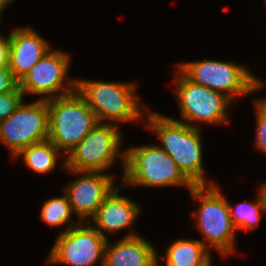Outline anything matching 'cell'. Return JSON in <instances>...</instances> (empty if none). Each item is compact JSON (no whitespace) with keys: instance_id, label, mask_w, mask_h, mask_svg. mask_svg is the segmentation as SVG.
<instances>
[{"instance_id":"14","label":"cell","mask_w":266,"mask_h":266,"mask_svg":"<svg viewBox=\"0 0 266 266\" xmlns=\"http://www.w3.org/2000/svg\"><path fill=\"white\" fill-rule=\"evenodd\" d=\"M107 241L104 266H159L155 248L136 233H128L110 246Z\"/></svg>"},{"instance_id":"17","label":"cell","mask_w":266,"mask_h":266,"mask_svg":"<svg viewBox=\"0 0 266 266\" xmlns=\"http://www.w3.org/2000/svg\"><path fill=\"white\" fill-rule=\"evenodd\" d=\"M59 150L49 141L45 140L21 150L15 157L23 155L27 167L35 172L45 174L51 172L57 164V159L61 155Z\"/></svg>"},{"instance_id":"21","label":"cell","mask_w":266,"mask_h":266,"mask_svg":"<svg viewBox=\"0 0 266 266\" xmlns=\"http://www.w3.org/2000/svg\"><path fill=\"white\" fill-rule=\"evenodd\" d=\"M19 86L11 92L0 94V121L7 119L23 101Z\"/></svg>"},{"instance_id":"19","label":"cell","mask_w":266,"mask_h":266,"mask_svg":"<svg viewBox=\"0 0 266 266\" xmlns=\"http://www.w3.org/2000/svg\"><path fill=\"white\" fill-rule=\"evenodd\" d=\"M73 213L69 198L66 193L62 197H54L45 201L41 210V219L50 226H61L70 222Z\"/></svg>"},{"instance_id":"8","label":"cell","mask_w":266,"mask_h":266,"mask_svg":"<svg viewBox=\"0 0 266 266\" xmlns=\"http://www.w3.org/2000/svg\"><path fill=\"white\" fill-rule=\"evenodd\" d=\"M90 222L88 220L87 224L83 221L76 225L69 224L70 226L58 235L48 262L72 266H93L100 261L101 266H104V254L108 240Z\"/></svg>"},{"instance_id":"12","label":"cell","mask_w":266,"mask_h":266,"mask_svg":"<svg viewBox=\"0 0 266 266\" xmlns=\"http://www.w3.org/2000/svg\"><path fill=\"white\" fill-rule=\"evenodd\" d=\"M68 172L82 175L64 189L73 212L75 211L81 220L87 217L92 219L106 196L115 187L114 177L102 172L76 170Z\"/></svg>"},{"instance_id":"10","label":"cell","mask_w":266,"mask_h":266,"mask_svg":"<svg viewBox=\"0 0 266 266\" xmlns=\"http://www.w3.org/2000/svg\"><path fill=\"white\" fill-rule=\"evenodd\" d=\"M178 72L175 93L181 118L184 120L180 122L227 123L226 110L231 100L224 94L191 82L179 70Z\"/></svg>"},{"instance_id":"23","label":"cell","mask_w":266,"mask_h":266,"mask_svg":"<svg viewBox=\"0 0 266 266\" xmlns=\"http://www.w3.org/2000/svg\"><path fill=\"white\" fill-rule=\"evenodd\" d=\"M10 35L5 39L0 36V68L9 66Z\"/></svg>"},{"instance_id":"15","label":"cell","mask_w":266,"mask_h":266,"mask_svg":"<svg viewBox=\"0 0 266 266\" xmlns=\"http://www.w3.org/2000/svg\"><path fill=\"white\" fill-rule=\"evenodd\" d=\"M119 190L118 186L113 188L92 218V222L97 225L94 227L102 236L106 237L102 231L116 232L129 228L140 211L136 203L128 197L119 195Z\"/></svg>"},{"instance_id":"9","label":"cell","mask_w":266,"mask_h":266,"mask_svg":"<svg viewBox=\"0 0 266 266\" xmlns=\"http://www.w3.org/2000/svg\"><path fill=\"white\" fill-rule=\"evenodd\" d=\"M49 110L46 100L24 104L5 120L0 121V141L16 156L21 150L48 140Z\"/></svg>"},{"instance_id":"24","label":"cell","mask_w":266,"mask_h":266,"mask_svg":"<svg viewBox=\"0 0 266 266\" xmlns=\"http://www.w3.org/2000/svg\"><path fill=\"white\" fill-rule=\"evenodd\" d=\"M13 1L14 0H0V14L2 13V11H4L7 5Z\"/></svg>"},{"instance_id":"4","label":"cell","mask_w":266,"mask_h":266,"mask_svg":"<svg viewBox=\"0 0 266 266\" xmlns=\"http://www.w3.org/2000/svg\"><path fill=\"white\" fill-rule=\"evenodd\" d=\"M76 90L93 110L99 123L135 122L144 116L135 95L134 83L76 80Z\"/></svg>"},{"instance_id":"25","label":"cell","mask_w":266,"mask_h":266,"mask_svg":"<svg viewBox=\"0 0 266 266\" xmlns=\"http://www.w3.org/2000/svg\"><path fill=\"white\" fill-rule=\"evenodd\" d=\"M260 191L263 195L264 201H265V207H266V183H263L262 186H260Z\"/></svg>"},{"instance_id":"5","label":"cell","mask_w":266,"mask_h":266,"mask_svg":"<svg viewBox=\"0 0 266 266\" xmlns=\"http://www.w3.org/2000/svg\"><path fill=\"white\" fill-rule=\"evenodd\" d=\"M193 200H200L198 212L192 213L197 226L205 236L200 240L209 250L212 245L222 256L233 253L236 229L233 226L228 200L221 194L216 184L195 185L190 190Z\"/></svg>"},{"instance_id":"16","label":"cell","mask_w":266,"mask_h":266,"mask_svg":"<svg viewBox=\"0 0 266 266\" xmlns=\"http://www.w3.org/2000/svg\"><path fill=\"white\" fill-rule=\"evenodd\" d=\"M210 255L209 249L200 240L179 239L169 245L162 258L166 266H197Z\"/></svg>"},{"instance_id":"11","label":"cell","mask_w":266,"mask_h":266,"mask_svg":"<svg viewBox=\"0 0 266 266\" xmlns=\"http://www.w3.org/2000/svg\"><path fill=\"white\" fill-rule=\"evenodd\" d=\"M50 51L19 80V88L23 94L46 95L40 99L47 101L51 99L52 93L59 92L55 97H60L76 90V79L69 80L68 83L64 80L69 68L70 55L60 50ZM65 83L69 86H66V89Z\"/></svg>"},{"instance_id":"20","label":"cell","mask_w":266,"mask_h":266,"mask_svg":"<svg viewBox=\"0 0 266 266\" xmlns=\"http://www.w3.org/2000/svg\"><path fill=\"white\" fill-rule=\"evenodd\" d=\"M256 144L255 147L266 153V97L255 102Z\"/></svg>"},{"instance_id":"26","label":"cell","mask_w":266,"mask_h":266,"mask_svg":"<svg viewBox=\"0 0 266 266\" xmlns=\"http://www.w3.org/2000/svg\"><path fill=\"white\" fill-rule=\"evenodd\" d=\"M211 256H209L202 264L197 266H212Z\"/></svg>"},{"instance_id":"3","label":"cell","mask_w":266,"mask_h":266,"mask_svg":"<svg viewBox=\"0 0 266 266\" xmlns=\"http://www.w3.org/2000/svg\"><path fill=\"white\" fill-rule=\"evenodd\" d=\"M124 152L122 181L126 184L147 187L186 185L189 191L195 186L158 145L132 147Z\"/></svg>"},{"instance_id":"22","label":"cell","mask_w":266,"mask_h":266,"mask_svg":"<svg viewBox=\"0 0 266 266\" xmlns=\"http://www.w3.org/2000/svg\"><path fill=\"white\" fill-rule=\"evenodd\" d=\"M19 86V81L13 76L9 67L0 68V94L14 91Z\"/></svg>"},{"instance_id":"1","label":"cell","mask_w":266,"mask_h":266,"mask_svg":"<svg viewBox=\"0 0 266 266\" xmlns=\"http://www.w3.org/2000/svg\"><path fill=\"white\" fill-rule=\"evenodd\" d=\"M147 127L156 132L159 146L176 162L195 185H208L205 181L201 133L198 125L180 122L147 110Z\"/></svg>"},{"instance_id":"7","label":"cell","mask_w":266,"mask_h":266,"mask_svg":"<svg viewBox=\"0 0 266 266\" xmlns=\"http://www.w3.org/2000/svg\"><path fill=\"white\" fill-rule=\"evenodd\" d=\"M121 136L118 125L98 122L65 157L62 168L104 173L113 165L116 157H121L124 169L125 152H119Z\"/></svg>"},{"instance_id":"13","label":"cell","mask_w":266,"mask_h":266,"mask_svg":"<svg viewBox=\"0 0 266 266\" xmlns=\"http://www.w3.org/2000/svg\"><path fill=\"white\" fill-rule=\"evenodd\" d=\"M50 45L30 27L10 34L9 69L19 81L48 51Z\"/></svg>"},{"instance_id":"18","label":"cell","mask_w":266,"mask_h":266,"mask_svg":"<svg viewBox=\"0 0 266 266\" xmlns=\"http://www.w3.org/2000/svg\"><path fill=\"white\" fill-rule=\"evenodd\" d=\"M229 214L235 229L254 230L259 224L261 212H266L265 201L261 191L258 192L255 203L242 202L235 207L228 203Z\"/></svg>"},{"instance_id":"2","label":"cell","mask_w":266,"mask_h":266,"mask_svg":"<svg viewBox=\"0 0 266 266\" xmlns=\"http://www.w3.org/2000/svg\"><path fill=\"white\" fill-rule=\"evenodd\" d=\"M49 110L48 140L61 152L69 154L96 126L98 120L85 99L74 92L47 100Z\"/></svg>"},{"instance_id":"6","label":"cell","mask_w":266,"mask_h":266,"mask_svg":"<svg viewBox=\"0 0 266 266\" xmlns=\"http://www.w3.org/2000/svg\"><path fill=\"white\" fill-rule=\"evenodd\" d=\"M177 68L191 82L224 94L231 101L235 95H246L262 85L247 68L232 62H183Z\"/></svg>"}]
</instances>
